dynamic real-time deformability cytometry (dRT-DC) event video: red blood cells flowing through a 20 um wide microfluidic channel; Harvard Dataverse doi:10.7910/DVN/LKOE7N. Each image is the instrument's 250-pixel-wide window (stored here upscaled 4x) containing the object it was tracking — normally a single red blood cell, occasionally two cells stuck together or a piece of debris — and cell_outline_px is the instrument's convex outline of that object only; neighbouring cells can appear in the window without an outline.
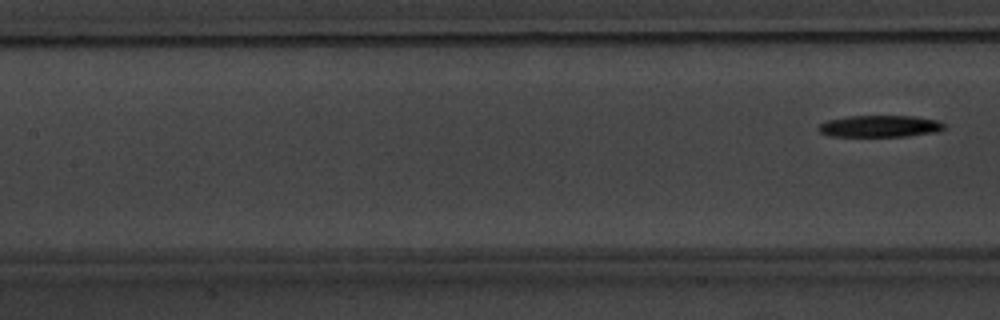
{"species": "common noctule bat (a hibernating species)", "species_latin": "Nyctalus noctula", "temperature_condition": "warm", "stored_images_in_passage": 6, "segment_of_instrument_passage": [2, 2], "camera_frame_rate_fps": 3000, "um_per_image_px": 0.085, "animal": {"sex": "male", "body_mass_g": 20.1, "forearm_length_mm": 53.5}, "frame": {"image": 1, "passage_image": 6, "time_ms": 7.0, "image_size_px": [1000, 320], "cell_outline_px": [[944, 128], [940, 132], [908, 136], [828, 136], [820, 132], [816, 128], [820, 124], [828, 120], [848, 116], [912, 116], [936, 120], [944, 124]], "centroid_in_image_um": [74.78, 10.73], "position_along_channel_um": 132.6, "area_um2": 15.95}}